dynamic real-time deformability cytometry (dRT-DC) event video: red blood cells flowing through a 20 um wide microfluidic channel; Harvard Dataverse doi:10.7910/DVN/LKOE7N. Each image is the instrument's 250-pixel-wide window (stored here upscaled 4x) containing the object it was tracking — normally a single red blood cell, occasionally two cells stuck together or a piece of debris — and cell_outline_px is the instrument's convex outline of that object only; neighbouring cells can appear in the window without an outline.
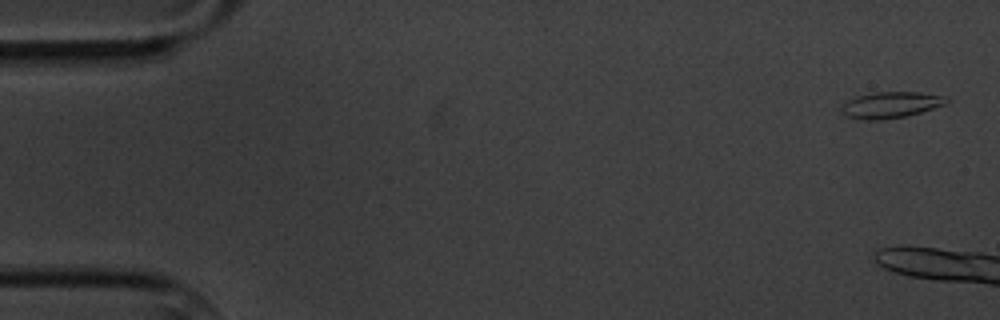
{"species": "common noctule bat (a hibernating species)", "species_latin": "Nyctalus noctula", "temperature_condition": "cold", "stored_images_in_passage": 3, "camera_frame_rate_fps": 3000, "um_per_image_px": 0.085, "animal": {"sex": "male", "body_mass_g": 20.1, "forearm_length_mm": 53.5}, "frame": {"image": 1, "passage_image": 1, "time_ms": 0.0, "image_size_px": [1000, 320], "cell_outline_px": [[952, 100], [944, 104], [908, 116], [884, 120], [864, 120], [844, 116], [840, 112], [840, 108], [848, 100], [856, 96], [872, 92], [920, 92], [948, 96]], "centroid_in_image_um": [75.71, 8.92], "position_along_channel_um": 9.3, "area_um2": 16.36}}